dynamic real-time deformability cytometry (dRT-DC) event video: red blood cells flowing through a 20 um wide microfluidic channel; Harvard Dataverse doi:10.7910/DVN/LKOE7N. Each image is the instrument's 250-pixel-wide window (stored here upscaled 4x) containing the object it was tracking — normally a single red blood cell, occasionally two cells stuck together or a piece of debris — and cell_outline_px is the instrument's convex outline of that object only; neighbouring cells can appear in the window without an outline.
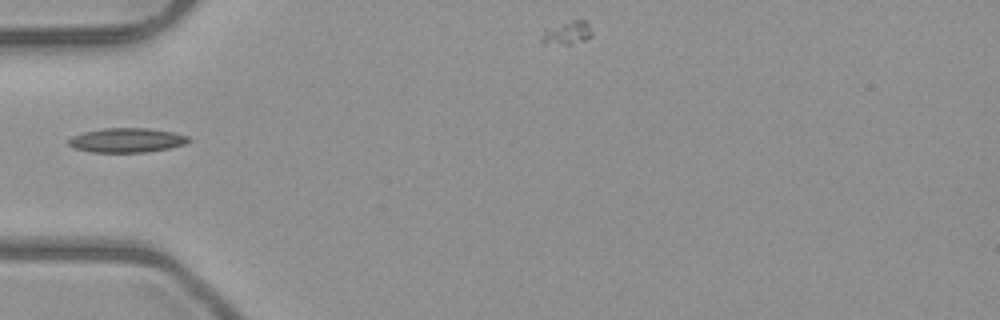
{"species": "common noctule bat (a hibernating species)", "species_latin": "Nyctalus noctula", "temperature_condition": "room temperature", "stored_images_in_passage": 2, "camera_frame_rate_fps": 3000, "um_per_image_px": 0.085, "animal": {"sex": "male", "body_mass_g": 23.1, "forearm_length_mm": 52.7}, "frame": {"image": 1, "passage_image": 1, "time_ms": 0.0, "image_size_px": [1000, 320], "cell_outline_px": [[192, 140], [184, 144], [168, 148], [148, 152], [92, 152], [76, 148], [68, 144], [68, 140], [72, 136], [84, 132], [104, 128], [148, 128], [172, 132], [188, 136]], "centroid_in_image_um": [10.79, 11.91], "position_along_channel_um": 74.2, "area_um2": 16.94}}